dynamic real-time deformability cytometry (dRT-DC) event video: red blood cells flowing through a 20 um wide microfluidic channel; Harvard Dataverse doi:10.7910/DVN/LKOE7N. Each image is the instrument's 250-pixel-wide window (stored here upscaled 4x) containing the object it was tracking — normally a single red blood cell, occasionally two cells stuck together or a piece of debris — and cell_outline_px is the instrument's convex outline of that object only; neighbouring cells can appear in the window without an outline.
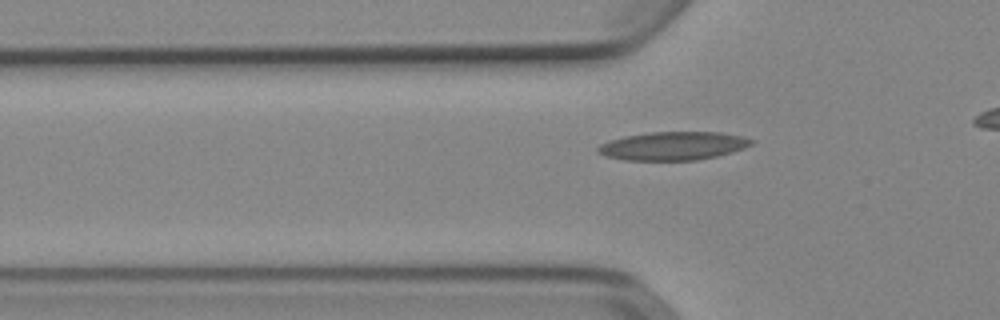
{"species": "Egyptian fruit bat (a non-hibernating species)", "species_latin": "Rousettus aegyptiacus", "temperature_condition": "cold", "stored_images_in_passage": 39, "camera_frame_rate_fps": 3000, "um_per_image_px": 0.085, "animal": {"sex": "female"}, "frame": {"image": 1, "passage_image": 13, "time_ms": 4.0, "image_size_px": [1000, 320], "cell_outline_px": [[756, 140], [752, 144], [744, 148], [732, 152], [716, 156], [696, 160], [624, 160], [604, 156], [596, 152], [596, 148], [600, 144], [608, 140], [624, 136], [652, 132], [720, 132], [744, 136]], "centroid_in_image_um": [57.2, 12.4], "position_along_channel_um": 68.6, "area_um2": 25.61}}
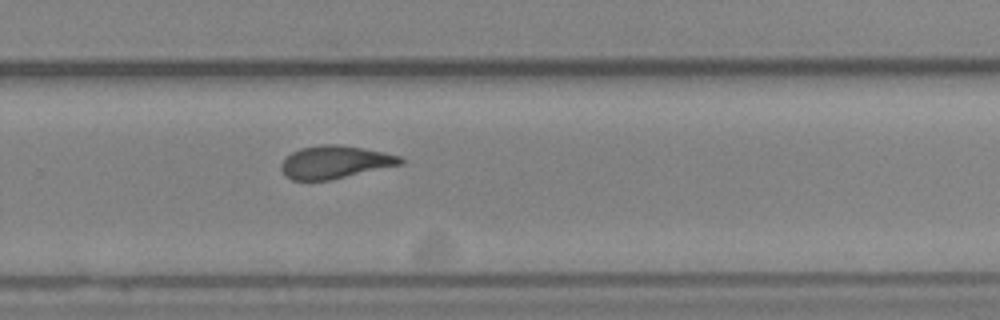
{"frame": {"image": 2, "passage_image": 31, "time_ms": 10.0, "image_size_px": [1000, 320], "cell_outline_px": [[404, 164], [332, 180], [292, 180], [284, 176], [280, 168], [280, 164], [292, 152], [300, 148], [320, 144], [336, 144], [384, 152], [400, 156], [404, 160]], "centroid_in_image_um": [28.47, 13.79], "position_along_channel_um": 301.3, "area_um2": 22.95}}
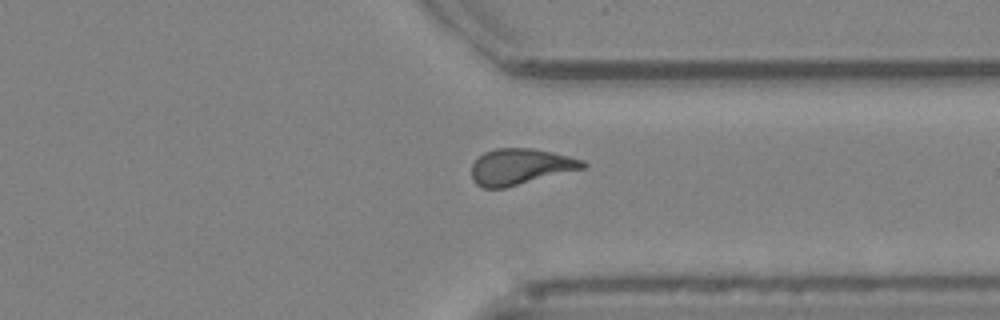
{"frame": {"image": 3, "passage_image": 36, "time_ms": 11.667, "image_size_px": [1000, 320], "cell_outline_px": [[588, 164], [584, 168], [504, 188], [484, 188], [476, 184], [472, 180], [472, 164], [484, 152], [496, 148], [532, 148], [552, 152], [584, 160]], "centroid_in_image_um": [44.22, 14.16], "position_along_channel_um": 367.2, "area_um2": 23.24}}